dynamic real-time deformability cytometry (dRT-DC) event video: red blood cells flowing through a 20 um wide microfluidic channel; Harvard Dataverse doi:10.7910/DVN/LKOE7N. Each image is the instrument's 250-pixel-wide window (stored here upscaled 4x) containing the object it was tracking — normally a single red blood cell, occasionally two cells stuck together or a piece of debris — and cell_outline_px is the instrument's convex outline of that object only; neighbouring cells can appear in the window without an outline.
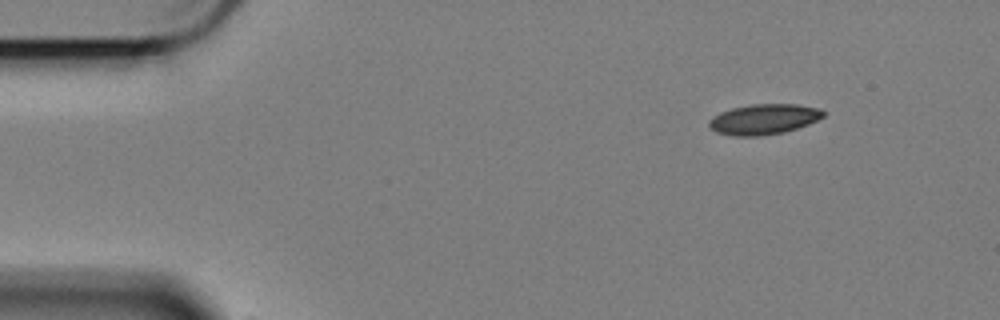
{"species": "Egyptian fruit bat (a non-hibernating species)", "species_latin": "Rousettus aegyptiacus", "temperature_condition": "cold", "stored_images_in_passage": 2, "camera_frame_rate_fps": 3000, "um_per_image_px": 0.085, "animal": {"sex": "female"}, "frame": {"image": 1, "passage_image": 1, "time_ms": 0.0, "image_size_px": [1000, 320], "cell_outline_px": [[824, 116], [808, 124], [784, 132], [756, 136], [736, 136], [716, 132], [708, 124], [708, 120], [712, 116], [720, 112], [732, 108], [752, 104], [796, 104], [820, 108], [824, 112]], "centroid_in_image_um": [64.9, 10.12], "position_along_channel_um": 20.1, "area_um2": 20.11}}